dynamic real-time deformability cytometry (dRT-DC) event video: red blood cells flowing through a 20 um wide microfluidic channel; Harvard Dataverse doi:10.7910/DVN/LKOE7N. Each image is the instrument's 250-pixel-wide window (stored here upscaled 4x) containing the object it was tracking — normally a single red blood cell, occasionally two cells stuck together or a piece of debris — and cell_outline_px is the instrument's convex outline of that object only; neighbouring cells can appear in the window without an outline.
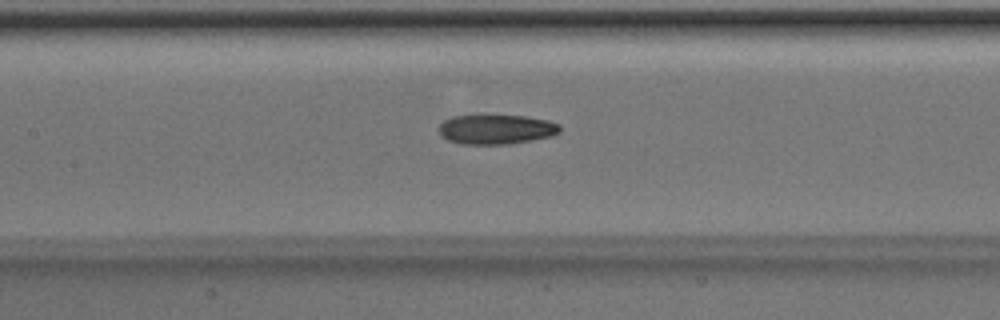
{"species": "Egyptian fruit bat (a non-hibernating species)", "species_latin": "Rousettus aegyptiacus", "temperature_condition": "room temperature", "stored_images_in_passage": 43, "camera_frame_rate_fps": 3000, "um_per_image_px": 0.085, "animal": {"sex": "male"}, "frame": {"image": 1, "passage_image": 16, "time_ms": 5.0, "image_size_px": [1000, 320], "cell_outline_px": [[560, 132], [552, 136], [532, 140], [508, 144], [460, 144], [448, 140], [440, 136], [440, 124], [444, 120], [452, 116], [484, 112], [524, 116], [548, 120], [560, 124]], "centroid_in_image_um": [42.15, 10.94], "position_along_channel_um": 165.3, "area_um2": 21.85}}
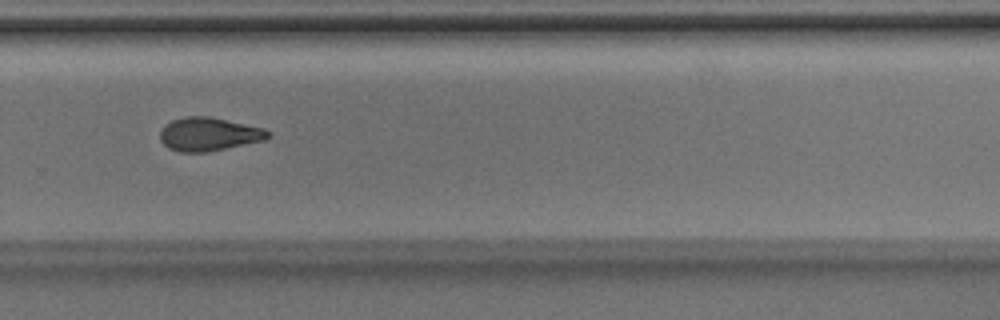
{"frame": {"image": 2, "passage_image": 27, "time_ms": 8.667, "image_size_px": [1000, 320], "cell_outline_px": [[268, 136], [264, 140], [208, 152], [180, 152], [168, 148], [160, 140], [160, 132], [164, 124], [172, 120], [184, 116], [208, 116], [264, 128], [268, 132]], "centroid_in_image_um": [17.69, 11.4], "position_along_channel_um": 312.1, "area_um2": 20.92}}
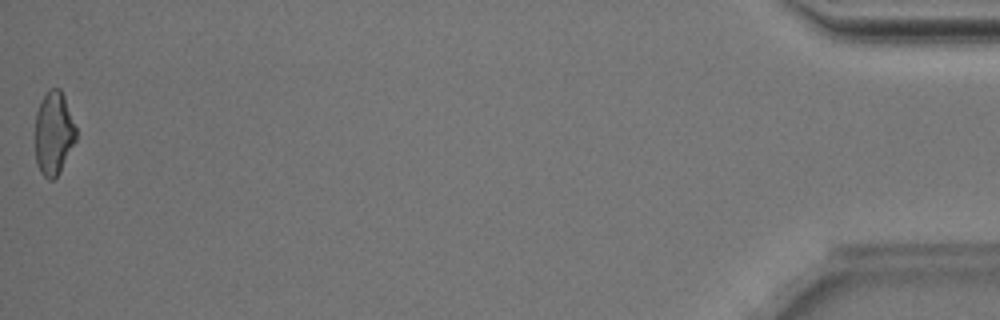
{"frame": {"image": 3, "passage_image": 43, "time_ms": 14.0, "image_size_px": [1000, 320], "cell_outline_px": [[76, 140], [60, 172], [52, 180], [48, 180], [40, 172], [36, 164], [36, 112], [48, 88], [60, 88], [64, 96], [76, 128]], "centroid_in_image_um": [4.57, 11.34], "position_along_channel_um": 430.6, "area_um2": 19.77}, "authors_computed_cell_mechanics": {"area_um2": 20.8658, "velocity_mm_per_s": 4.0186, "shape_relaxation_time_tau1_ms": 2.2213, "shape_relaxation_time_tau2_ms": 9.9246, "deformation_change_tau1": 0.1351, "deformation_change_tau2": 0.2107}}